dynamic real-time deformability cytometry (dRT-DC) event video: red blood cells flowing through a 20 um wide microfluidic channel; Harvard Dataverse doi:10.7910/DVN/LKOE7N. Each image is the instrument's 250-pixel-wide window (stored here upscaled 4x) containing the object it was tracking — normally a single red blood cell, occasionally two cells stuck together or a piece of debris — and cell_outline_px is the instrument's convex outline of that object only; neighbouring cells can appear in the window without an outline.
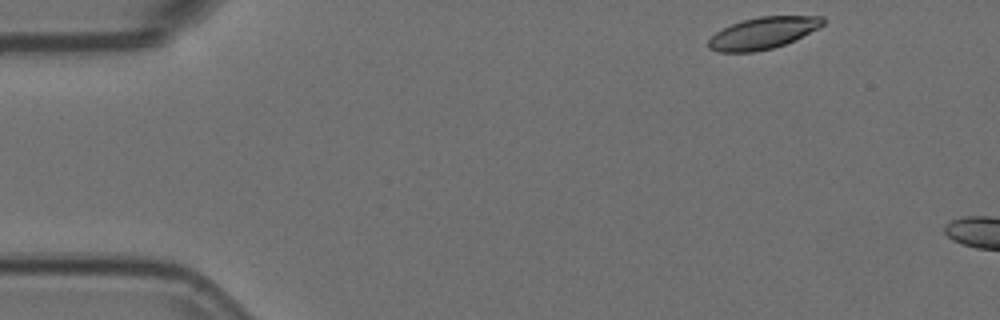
{"species": "Egyptian fruit bat (a non-hibernating species)", "species_latin": "Rousettus aegyptiacus", "temperature_condition": "room temperature", "stored_images_in_passage": 2, "camera_frame_rate_fps": 3000, "um_per_image_px": 0.085, "animal": {"sex": "female"}, "frame": {"image": 1, "passage_image": 1, "time_ms": 0.0, "image_size_px": [1000, 320], "cell_outline_px": [[824, 24], [784, 44], [772, 48], [752, 52], [716, 52], [708, 48], [708, 40], [716, 32], [732, 24], [744, 20], [760, 16], [824, 16]], "centroid_in_image_um": [64.8, 2.81], "position_along_channel_um": 20.2, "area_um2": 20.75}}